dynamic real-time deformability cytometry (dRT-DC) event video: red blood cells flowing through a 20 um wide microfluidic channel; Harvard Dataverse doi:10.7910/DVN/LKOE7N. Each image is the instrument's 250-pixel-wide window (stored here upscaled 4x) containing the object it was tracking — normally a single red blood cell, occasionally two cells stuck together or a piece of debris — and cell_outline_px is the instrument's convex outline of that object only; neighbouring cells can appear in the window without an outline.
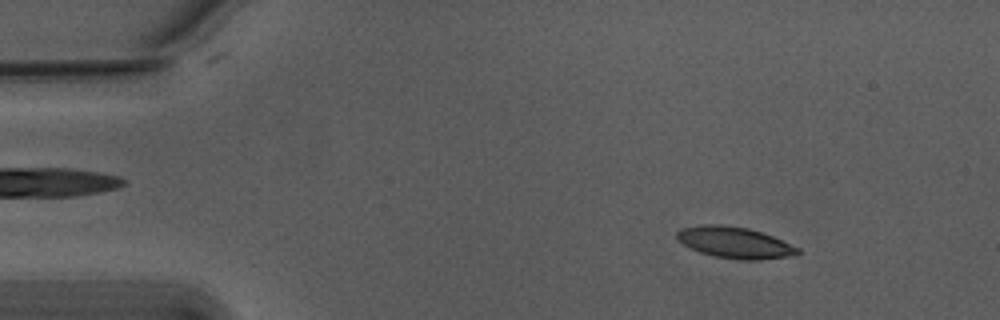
{"species": "Egyptian fruit bat (a non-hibernating species)", "species_latin": "Rousettus aegyptiacus", "temperature_condition": "warm", "stored_images_in_passage": 45, "camera_frame_rate_fps": 3000, "um_per_image_px": 0.085, "animal": {"sex": "male"}, "frame": {"image": 1, "passage_image": 7, "time_ms": 2.0, "image_size_px": [1000, 320], "cell_outline_px": [[800, 256], [760, 260], [740, 260], [712, 256], [700, 252], [684, 244], [676, 236], [676, 232], [680, 228], [704, 224], [720, 224], [748, 228], [772, 236], [800, 248]], "centroid_in_image_um": [62.51, 20.63], "position_along_channel_um": 22.5, "area_um2": 22.25}}
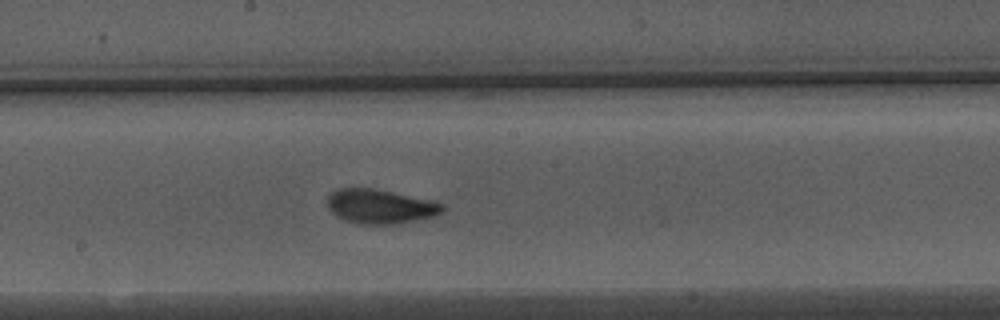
{"frame": {"image": 2, "passage_image": 29, "time_ms": 9.333, "image_size_px": [1000, 320], "cell_outline_px": [[444, 212], [436, 216], [396, 224], [356, 224], [336, 216], [328, 208], [328, 196], [332, 192], [340, 188], [376, 188], [436, 200], [444, 204]], "centroid_in_image_um": [32.39, 17.54], "position_along_channel_um": 215.8, "area_um2": 23.47}}
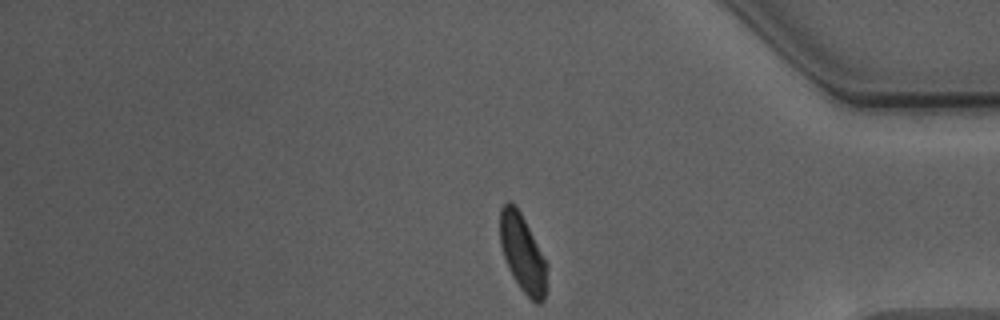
{"frame": {"image": 3, "passage_image": 45, "time_ms": 14.667, "image_size_px": [1000, 320], "cell_outline_px": [[548, 268], [544, 300], [540, 304], [536, 304], [520, 288], [512, 276], [508, 268], [500, 244], [500, 208], [508, 200], [516, 204], [548, 264]], "centroid_in_image_um": [44.42, 21.53], "position_along_channel_um": 390.8, "area_um2": 21.33}, "authors_computed_cell_mechanics": {"area_um2": 22.253, "velocity_mm_per_s": 3.7443, "shape_relaxation_time_tau1_ms": 3.2787, "shape_relaxation_time_tau2_ms": 1.3201, "deformation_change_tau1": 0.1338, "deformation_change_tau2": 0.0761}}